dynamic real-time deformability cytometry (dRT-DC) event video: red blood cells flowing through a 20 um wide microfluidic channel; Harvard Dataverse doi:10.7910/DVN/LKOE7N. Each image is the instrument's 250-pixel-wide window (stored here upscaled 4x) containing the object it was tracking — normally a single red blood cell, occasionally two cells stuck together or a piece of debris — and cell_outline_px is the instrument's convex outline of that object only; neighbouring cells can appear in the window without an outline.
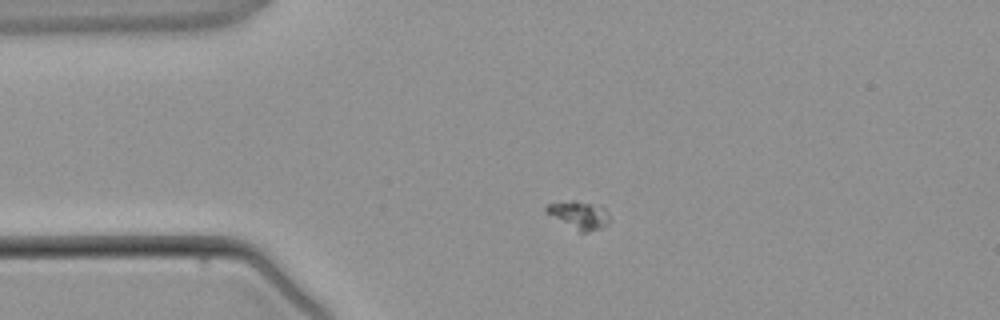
{"species": "common noctule bat (a hibernating species)", "species_latin": "Nyctalus noctula", "temperature_condition": "warm", "stored_images_in_passage": 3, "camera_frame_rate_fps": 3000, "um_per_image_px": 0.085, "animal": {"sex": "male", "body_mass_g": 21.5, "forearm_length_mm": 52.0}, "frame": {"image": 1, "passage_image": 1, "time_ms": 0.0, "image_size_px": [1000, 320], "cell_outline_px": [[608, 224], [600, 228], [588, 232], [580, 232], [544, 212], [544, 208], [548, 204], [572, 200], [576, 200], [604, 208], [608, 216]], "centroid_in_image_um": [49.17, 18.28], "position_along_channel_um": 35.8, "area_um2": 10.0}}
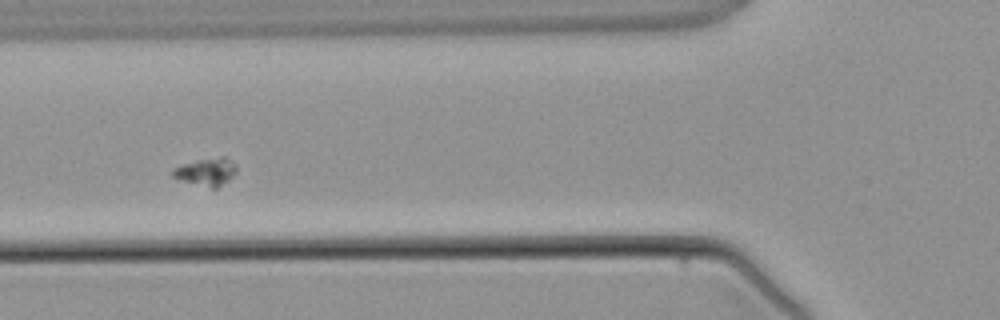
{"frame": {"image": 2, "passage_image": 3, "time_ms": 2.333, "image_size_px": [1000, 320], "cell_outline_px": [[236, 172], [228, 180], [216, 188], [212, 188], [184, 180], [172, 176], [172, 168], [196, 160], [220, 156], [224, 156], [236, 164]], "centroid_in_image_um": [17.56, 14.57], "position_along_channel_um": 108.2, "area_um2": 10.0}}